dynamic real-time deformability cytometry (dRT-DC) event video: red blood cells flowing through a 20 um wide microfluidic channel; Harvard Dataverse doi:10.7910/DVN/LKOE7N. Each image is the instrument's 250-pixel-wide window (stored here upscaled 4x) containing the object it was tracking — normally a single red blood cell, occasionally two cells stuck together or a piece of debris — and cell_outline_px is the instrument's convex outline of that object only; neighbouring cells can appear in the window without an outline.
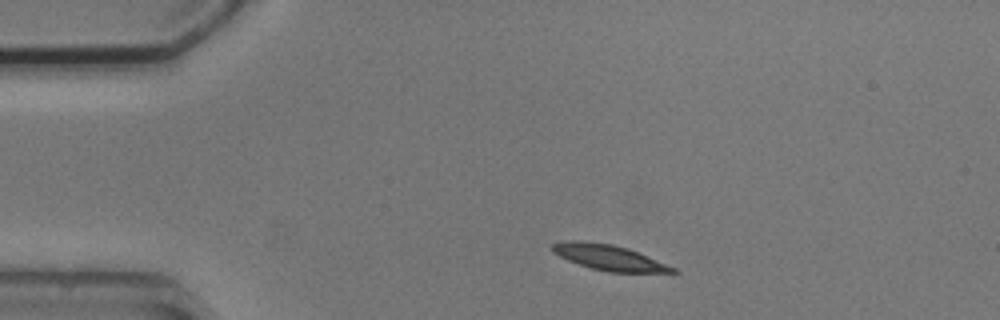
{"species": "common noctule bat (a hibernating species)", "species_latin": "Nyctalus noctula", "temperature_condition": "cold", "stored_images_in_passage": 6, "camera_frame_rate_fps": 3000, "um_per_image_px": 0.085, "animal": {"sex": "male", "body_mass_g": 20.5, "forearm_length_mm": 52.5}, "frame": {"image": 1, "passage_image": 1, "time_ms": 0.0, "image_size_px": [1000, 320], "cell_outline_px": [[680, 272], [608, 272], [592, 268], [568, 260], [552, 252], [552, 244], [560, 240], [580, 240], [612, 244], [628, 248], [676, 268]], "centroid_in_image_um": [51.72, 21.87], "position_along_channel_um": 33.3, "area_um2": 17.74}}
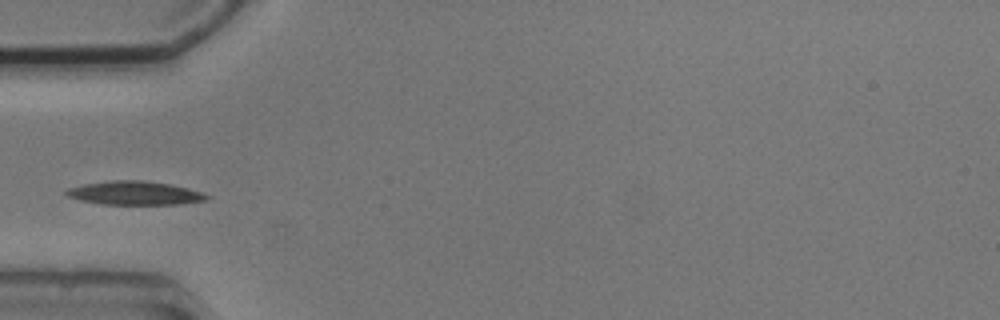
{"frame": {"image": 2, "passage_image": 3, "time_ms": 2.333, "image_size_px": [1000, 320], "cell_outline_px": [[212, 196], [208, 200], [180, 204], [100, 204], [80, 200], [68, 196], [64, 192], [68, 188], [84, 184], [112, 180], [140, 180], [168, 184], [188, 188]], "centroid_in_image_um": [11.46, 16.41], "position_along_channel_um": 73.5, "area_um2": 19.25}}